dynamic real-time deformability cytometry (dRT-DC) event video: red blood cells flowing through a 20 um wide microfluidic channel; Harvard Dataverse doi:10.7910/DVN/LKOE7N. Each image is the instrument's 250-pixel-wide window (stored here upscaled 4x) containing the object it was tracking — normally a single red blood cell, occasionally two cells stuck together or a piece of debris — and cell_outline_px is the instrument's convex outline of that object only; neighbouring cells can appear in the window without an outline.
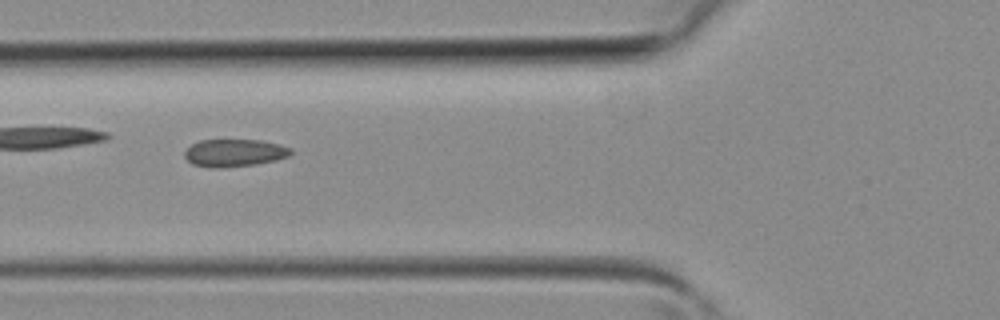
{"species": "common noctule bat (a hibernating species)", "species_latin": "Nyctalus noctula", "temperature_condition": "room temperature", "stored_images_in_passage": 26, "camera_frame_rate_fps": 3000, "um_per_image_px": 0.085, "animal": {"sex": "female", "body_mass_g": 19.3, "forearm_length_mm": 54.1}, "frame": {"image": 1, "passage_image": 7, "time_ms": 2.0, "image_size_px": [1000, 320], "cell_outline_px": [[292, 152], [288, 156], [276, 160], [256, 164], [224, 168], [208, 168], [192, 164], [184, 156], [184, 152], [192, 144], [200, 140], [260, 140], [280, 144], [292, 148]], "centroid_in_image_um": [19.92, 13.0], "position_along_channel_um": 105.9, "area_um2": 17.17}}
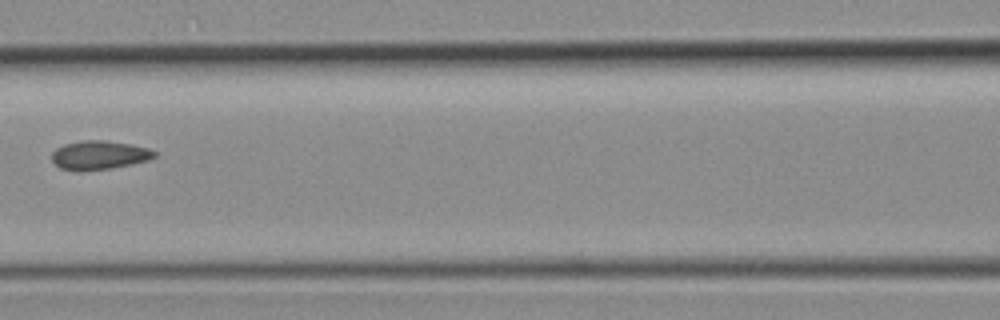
{"frame": {"image": 2, "passage_image": 10, "time_ms": 3.0, "image_size_px": [1000, 320], "cell_outline_px": [[156, 156], [148, 160], [132, 164], [112, 168], [60, 168], [52, 160], [52, 152], [56, 148], [64, 144], [84, 140], [104, 140], [128, 144], [148, 148], [156, 152]], "centroid_in_image_um": [8.47, 13.14], "position_along_channel_um": 158.1, "area_um2": 16.53}}
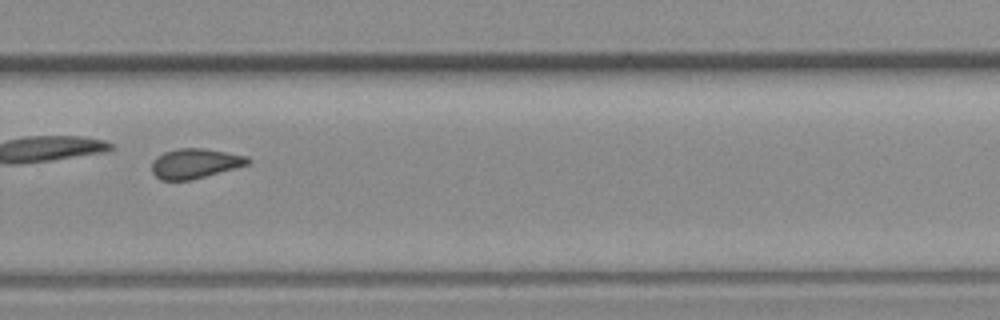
{"frame": {"image": 3, "passage_image": 19, "time_ms": 6.0, "image_size_px": [1000, 320], "cell_outline_px": [[252, 160], [248, 164], [192, 180], [160, 180], [152, 172], [152, 160], [156, 156], [164, 152], [176, 148], [200, 148], [248, 156]], "centroid_in_image_um": [16.54, 13.89], "position_along_channel_um": 313.3, "area_um2": 16.65}}